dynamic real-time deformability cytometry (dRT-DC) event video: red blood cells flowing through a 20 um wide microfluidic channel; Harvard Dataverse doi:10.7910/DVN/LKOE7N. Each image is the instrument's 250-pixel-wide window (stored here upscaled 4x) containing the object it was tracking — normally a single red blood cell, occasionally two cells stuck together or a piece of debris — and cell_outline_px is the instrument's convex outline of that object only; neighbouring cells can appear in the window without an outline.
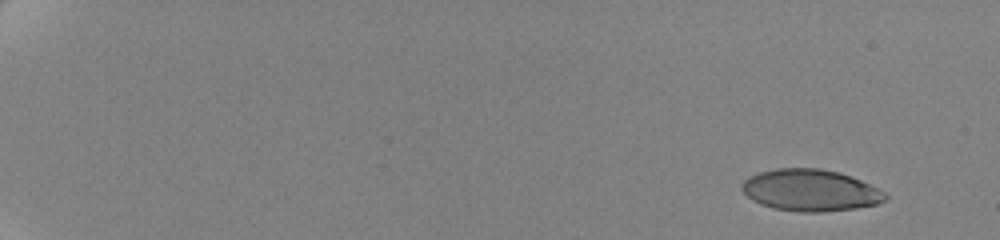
{"species": "human", "species_latin": "Homo sapiens", "temperature_condition": "cold", "stored_images_in_passage": 11, "camera_frame_rate_fps": 3000, "um_per_image_px": 0.085, "donor": {"sex": "female"}, "frame": {"image": 1, "passage_image": 1, "time_ms": 0.0, "image_size_px": [1000, 240], "cell_outline_px": [[888, 200], [880, 204], [856, 208], [820, 212], [800, 212], [772, 208], [760, 204], [752, 200], [740, 188], [740, 184], [748, 176], [760, 172], [776, 168], [820, 168], [836, 172], [860, 180], [884, 192], [888, 196]], "centroid_in_image_um": [68.86, 16.18], "position_along_channel_um": 16.1, "area_um2": 34.91}}
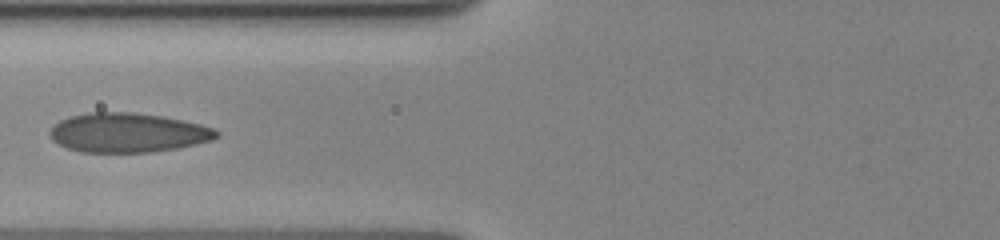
{"frame": {"image": 2, "passage_image": 10, "time_ms": 8.0, "image_size_px": [1000, 240], "cell_outline_px": [[220, 136], [212, 140], [196, 144], [176, 148], [152, 152], [80, 152], [68, 148], [52, 140], [48, 132], [60, 120], [72, 116], [92, 112], [132, 112], [160, 116], [200, 124], [212, 128], [220, 132]], "centroid_in_image_um": [10.87, 11.28], "position_along_channel_um": 114.9, "area_um2": 37.97}}
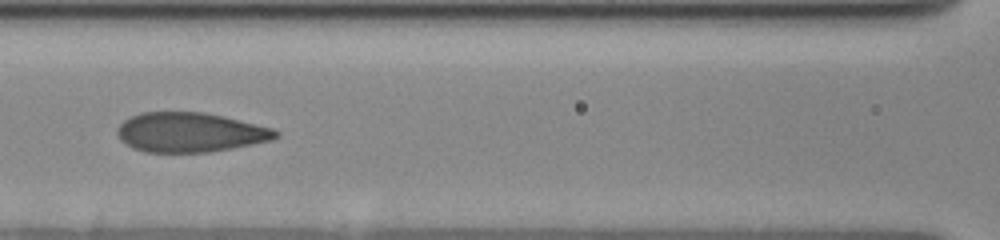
{"frame": {"image": 3, "passage_image": 11, "time_ms": 9.0, "image_size_px": [1000, 240], "cell_outline_px": [[280, 136], [272, 140], [212, 152], [144, 152], [132, 148], [124, 144], [116, 136], [116, 128], [128, 116], [140, 112], [204, 112], [224, 116], [272, 128], [280, 132]], "centroid_in_image_um": [16.11, 11.25], "position_along_channel_um": 150.5, "area_um2": 36.93}}